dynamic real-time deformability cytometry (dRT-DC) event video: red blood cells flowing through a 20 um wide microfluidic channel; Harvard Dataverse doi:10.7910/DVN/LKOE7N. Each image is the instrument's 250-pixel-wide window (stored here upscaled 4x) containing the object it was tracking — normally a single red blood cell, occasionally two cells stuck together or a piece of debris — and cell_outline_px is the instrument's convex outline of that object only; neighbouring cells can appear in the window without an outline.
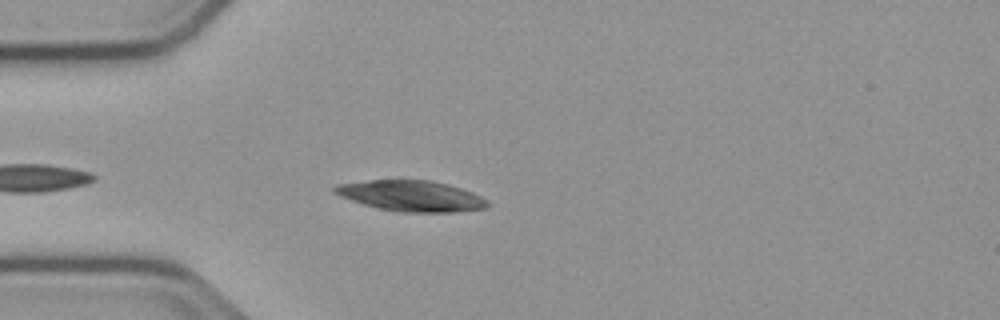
{"species": "common noctule bat (a hibernating species)", "species_latin": "Nyctalus noctula", "temperature_condition": "cold", "stored_images_in_passage": 22, "camera_frame_rate_fps": 3000, "um_per_image_px": 0.085, "animal": {"sex": "male", "body_mass_g": 23.1, "forearm_length_mm": 52.7}, "frame": {"image": 1, "passage_image": 4, "time_ms": 1.0, "image_size_px": [1000, 320], "cell_outline_px": [[488, 208], [452, 212], [396, 212], [364, 204], [340, 196], [332, 192], [332, 188], [336, 184], [368, 180], [432, 180], [448, 184], [472, 192], [488, 200]], "centroid_in_image_um": [34.95, 16.65], "position_along_channel_um": 50.1, "area_um2": 27.4}}
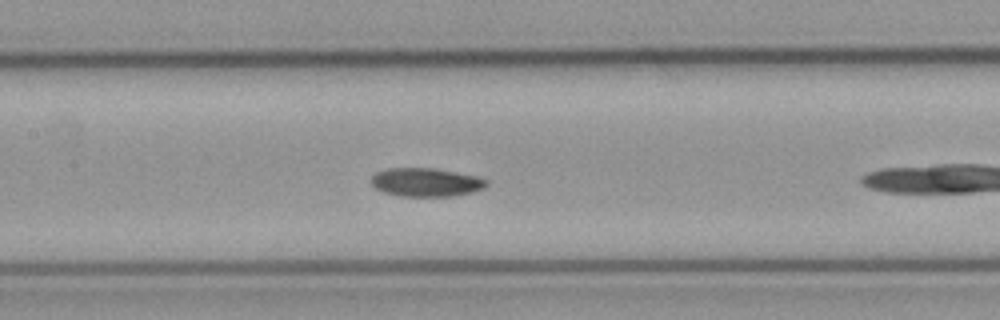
{"frame": {"image": 2, "passage_image": 11, "time_ms": 3.333, "image_size_px": [1000, 320], "cell_outline_px": [[488, 184], [484, 188], [472, 192], [452, 196], [400, 196], [384, 192], [376, 188], [372, 184], [372, 176], [376, 172], [388, 168], [436, 168], [480, 176], [488, 180]], "centroid_in_image_um": [36.26, 15.48], "position_along_channel_um": 171.1, "area_um2": 19.31}}
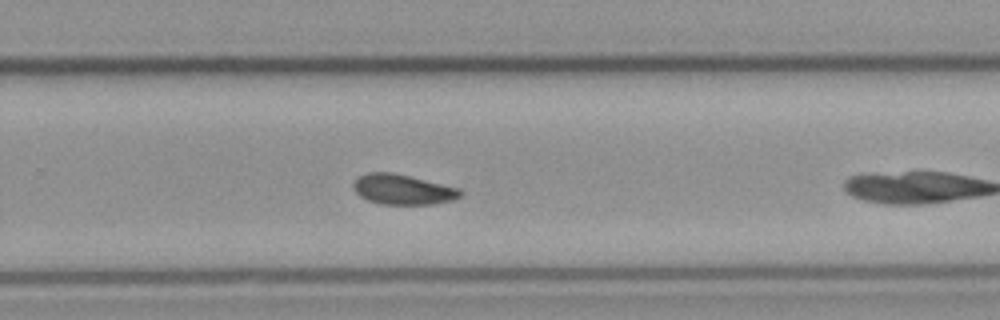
{"frame": {"image": 3, "passage_image": 21, "time_ms": 6.667, "image_size_px": [1000, 320], "cell_outline_px": [[464, 192], [460, 196], [452, 200], [432, 204], [380, 204], [368, 200], [360, 196], [352, 188], [352, 184], [360, 176], [368, 172], [392, 172], [460, 188]], "centroid_in_image_um": [34.23, 16.1], "position_along_channel_um": 295.6, "area_um2": 18.73}}